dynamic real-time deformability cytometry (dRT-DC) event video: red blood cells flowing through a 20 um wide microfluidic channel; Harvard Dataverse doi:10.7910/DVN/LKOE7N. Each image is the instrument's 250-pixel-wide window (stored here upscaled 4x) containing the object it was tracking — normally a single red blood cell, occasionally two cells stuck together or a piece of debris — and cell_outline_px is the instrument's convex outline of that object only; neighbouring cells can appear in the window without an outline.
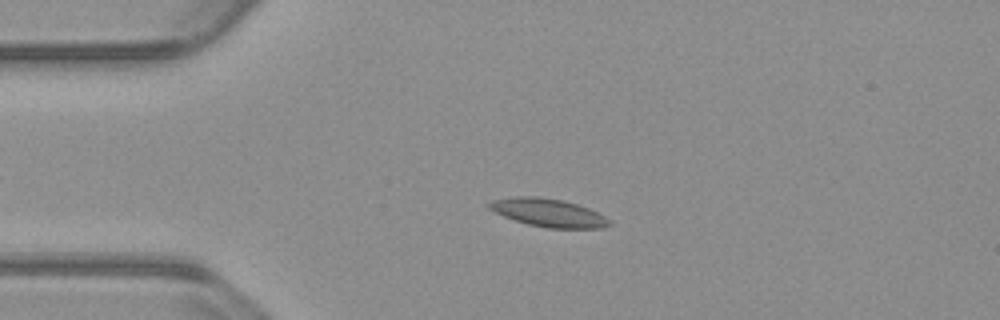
{"species": "common noctule bat (a hibernating species)", "species_latin": "Nyctalus noctula", "temperature_condition": "warm", "stored_images_in_passage": 48, "camera_frame_rate_fps": 3000, "um_per_image_px": 0.085, "animal": {"sex": "male", "body_mass_g": 23.1, "forearm_length_mm": 52.7}, "frame": {"image": 1, "passage_image": 12, "time_ms": 3.667, "image_size_px": [1000, 320], "cell_outline_px": [[612, 224], [604, 228], [548, 228], [528, 224], [504, 216], [488, 208], [484, 204], [492, 200], [512, 196], [536, 196], [564, 200], [588, 208], [612, 220]], "centroid_in_image_um": [46.6, 18.07], "position_along_channel_um": 38.4, "area_um2": 19.77}}
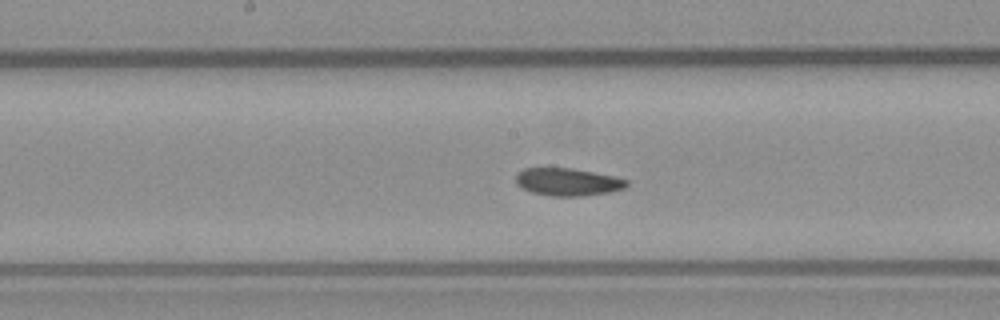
{"frame": {"image": 2, "passage_image": 27, "time_ms": 8.667, "image_size_px": [1000, 320], "cell_outline_px": [[628, 184], [624, 188], [608, 192], [580, 196], [552, 196], [532, 192], [516, 184], [516, 176], [524, 168], [572, 168], [616, 176], [628, 180]], "centroid_in_image_um": [48.28, 15.46], "position_along_channel_um": 199.9, "area_um2": 17.69}}
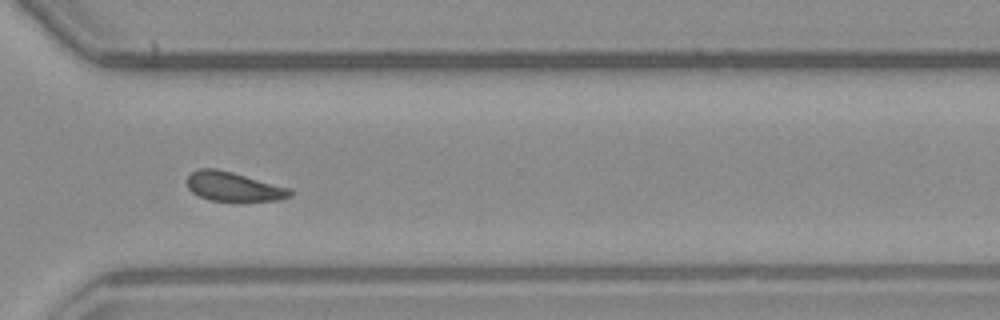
{"frame": {"image": 3, "passage_image": 39, "time_ms": 12.667, "image_size_px": [1000, 320], "cell_outline_px": [[292, 196], [280, 200], [208, 200], [192, 192], [188, 188], [188, 176], [192, 172], [200, 168], [216, 168], [232, 172], [292, 188]], "centroid_in_image_um": [19.88, 15.85], "position_along_channel_um": 350.7, "area_um2": 17.4}, "authors_computed_cell_mechanics": {"area_um2": 18.2937, "velocity_mm_per_s": 3.7748, "shape_relaxation_time_tau1_ms": null, "shape_relaxation_time_tau2_ms": 5.2874, "deformation_change_tau1": null, "deformation_change_tau2": 0.1258}}